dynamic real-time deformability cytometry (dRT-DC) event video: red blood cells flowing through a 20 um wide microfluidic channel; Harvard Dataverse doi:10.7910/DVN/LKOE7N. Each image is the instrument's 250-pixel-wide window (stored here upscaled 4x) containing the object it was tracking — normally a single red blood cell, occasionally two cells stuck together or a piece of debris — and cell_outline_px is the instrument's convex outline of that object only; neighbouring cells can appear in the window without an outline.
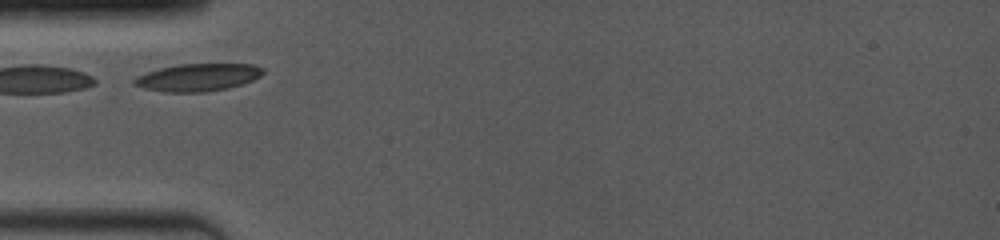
{"species": "common noctule bat (a hibernating species)", "species_latin": "Nyctalus noctula", "temperature_condition": "room temperature", "stored_images_in_passage": 21, "camera_frame_rate_fps": 4000, "um_per_image_px": 0.085, "animal": {"sex": "female", "body_mass_g": 19.0, "forearm_length_mm": 53.3}, "frame": {"image": 1, "passage_image": 1, "time_ms": 0.0, "image_size_px": [1000, 240], "cell_outline_px": [[264, 72], [260, 76], [252, 80], [228, 88], [208, 92], [164, 92], [144, 88], [132, 84], [132, 80], [136, 76], [160, 68], [176, 64], [252, 64], [264, 68]], "centroid_in_image_um": [16.8, 6.58], "position_along_channel_um": 68.2, "area_um2": 20.69}}
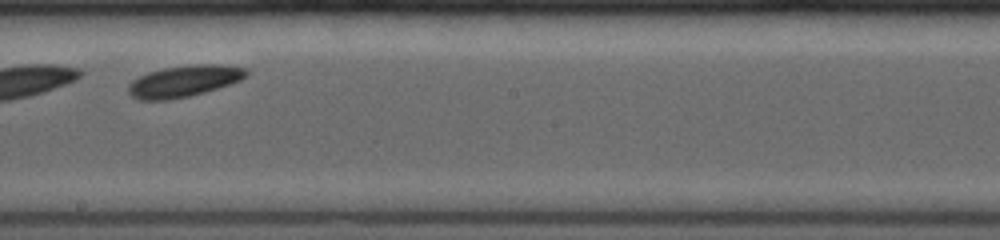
{"frame": {"image": 2, "passage_image": 16, "time_ms": 4.25, "image_size_px": [1000, 240], "cell_outline_px": [[248, 76], [240, 80], [204, 92], [188, 96], [168, 100], [140, 100], [132, 96], [128, 92], [128, 84], [132, 80], [148, 72], [164, 68], [192, 64], [220, 64], [248, 68]], "centroid_in_image_um": [15.64, 6.88], "position_along_channel_um": 232.6, "area_um2": 21.62}}